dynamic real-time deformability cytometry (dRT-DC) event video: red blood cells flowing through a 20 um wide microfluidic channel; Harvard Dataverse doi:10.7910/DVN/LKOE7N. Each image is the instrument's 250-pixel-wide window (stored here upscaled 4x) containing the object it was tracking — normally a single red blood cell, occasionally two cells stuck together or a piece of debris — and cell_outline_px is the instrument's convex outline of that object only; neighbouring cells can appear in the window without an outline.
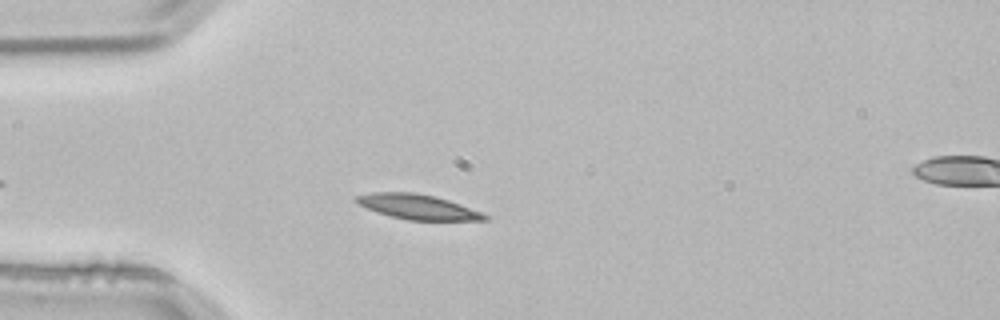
{"species": "common noctule bat (a hibernating species)", "species_latin": "Nyctalus noctula", "temperature_condition": "room temperature", "stored_images_in_passage": 44, "camera_frame_rate_fps": 3000, "um_per_image_px": 0.085, "animal": {"sex": "male", "body_mass_g": 21.5, "forearm_length_mm": 52.0}, "frame": {"image": 1, "passage_image": 8, "time_ms": 2.333, "image_size_px": [1000, 320], "cell_outline_px": [[488, 220], [408, 220], [376, 212], [356, 204], [352, 200], [356, 196], [372, 192], [412, 192], [436, 196], [448, 200], [480, 212], [488, 216]], "centroid_in_image_um": [35.42, 17.57], "position_along_channel_um": 49.6, "area_um2": 18.55}}
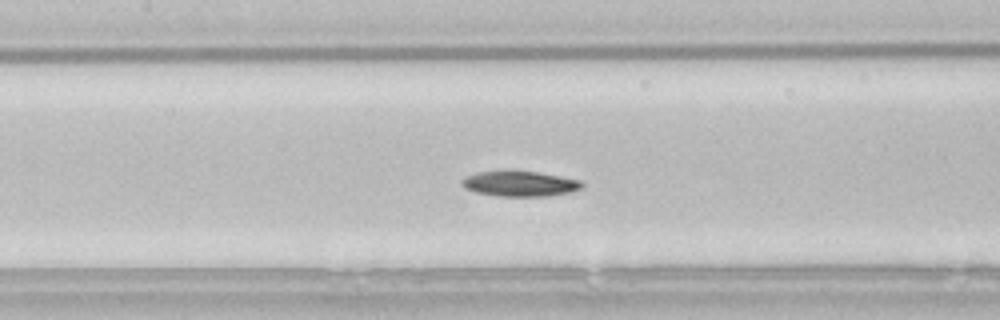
{"frame": {"image": 2, "passage_image": 18, "time_ms": 5.667, "image_size_px": [1000, 320], "cell_outline_px": [[584, 188], [568, 192], [548, 196], [496, 196], [476, 192], [464, 188], [460, 184], [460, 180], [464, 176], [476, 172], [540, 172], [580, 180], [584, 184]], "centroid_in_image_um": [44.17, 15.63], "position_along_channel_um": 163.2, "area_um2": 17.63}}
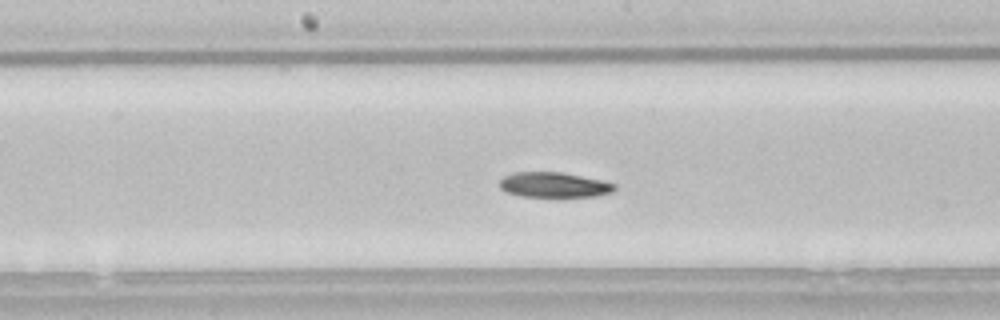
{"frame": {"image": 3, "passage_image": 21, "time_ms": 6.667, "image_size_px": [1000, 320], "cell_outline_px": [[616, 188], [612, 192], [596, 196], [520, 196], [508, 192], [500, 188], [500, 180], [504, 176], [516, 172], [560, 172], [600, 180], [616, 184]], "centroid_in_image_um": [47.08, 15.71], "position_along_channel_um": 201.1, "area_um2": 16.53}, "authors_computed_cell_mechanics": {"area_um2": 17.9758, "velocity_mm_per_s": 3.7931, "shape_relaxation_time_tau1_ms": 7.4551, "shape_relaxation_time_tau2_ms": null, "deformation_change_tau1": 0.1518, "deformation_change_tau2": null}}